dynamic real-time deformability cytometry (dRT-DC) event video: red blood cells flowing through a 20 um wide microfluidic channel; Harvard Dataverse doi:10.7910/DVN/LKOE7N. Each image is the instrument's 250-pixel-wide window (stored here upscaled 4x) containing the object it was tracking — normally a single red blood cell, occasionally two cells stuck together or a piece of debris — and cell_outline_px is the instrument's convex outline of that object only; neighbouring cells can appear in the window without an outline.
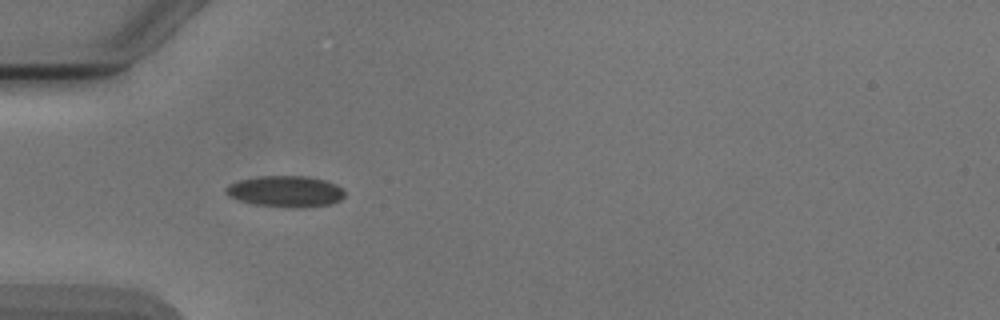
{"species": "Egyptian fruit bat (a non-hibernating species)", "species_latin": "Rousettus aegyptiacus", "temperature_condition": "cold", "stored_images_in_passage": 1, "camera_frame_rate_fps": 3000, "um_per_image_px": 0.085, "animal": {"sex": "male"}, "frame": {"image": 1, "passage_image": 1, "time_ms": 0.0, "image_size_px": [1000, 320], "cell_outline_px": [[344, 196], [340, 200], [328, 204], [304, 208], [288, 208], [256, 204], [240, 200], [228, 196], [224, 192], [224, 188], [228, 184], [240, 180], [260, 176], [308, 176], [324, 180], [336, 184], [344, 192]], "centroid_in_image_um": [24.25, 16.27], "position_along_channel_um": 60.8, "area_um2": 21.62}}